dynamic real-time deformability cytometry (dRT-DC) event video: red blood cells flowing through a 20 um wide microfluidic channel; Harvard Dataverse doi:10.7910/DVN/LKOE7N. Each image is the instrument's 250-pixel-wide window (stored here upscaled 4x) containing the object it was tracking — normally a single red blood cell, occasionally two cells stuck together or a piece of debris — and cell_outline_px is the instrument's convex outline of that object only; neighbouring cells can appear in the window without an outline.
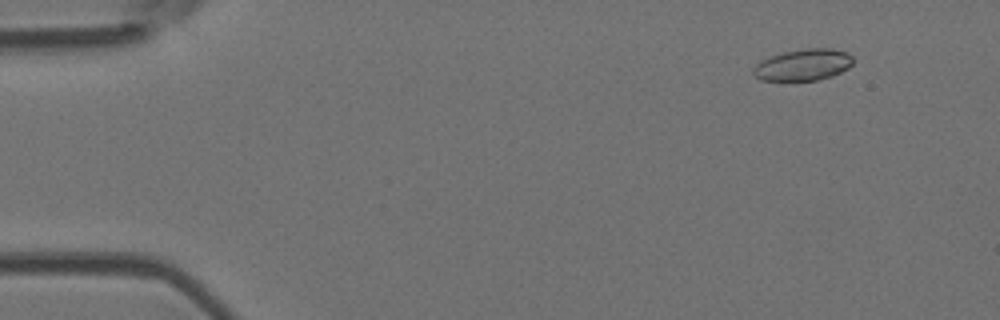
{"species": "Egyptian fruit bat (a non-hibernating species)", "species_latin": "Rousettus aegyptiacus", "temperature_condition": "room temperature", "stored_images_in_passage": 55, "camera_frame_rate_fps": 3000, "um_per_image_px": 0.085, "animal": {"sex": "female"}, "frame": {"image": 1, "passage_image": 6, "time_ms": 1.667, "image_size_px": [1000, 320], "cell_outline_px": [[852, 64], [848, 68], [832, 76], [816, 80], [760, 80], [752, 72], [752, 68], [756, 64], [772, 56], [784, 52], [808, 48], [832, 48], [848, 52], [852, 56]], "centroid_in_image_um": [68.3, 5.5], "position_along_channel_um": 16.7, "area_um2": 18.15}}
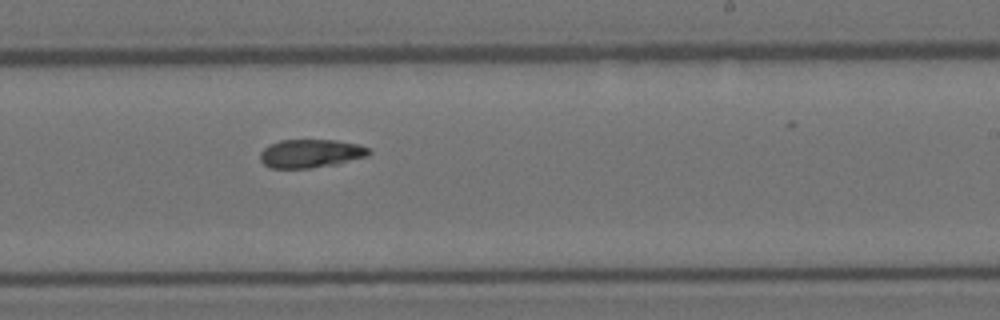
{"frame": {"image": 2, "passage_image": 34, "time_ms": 11.0, "image_size_px": [1000, 320], "cell_outline_px": [[372, 152], [368, 156], [336, 164], [308, 168], [272, 168], [264, 164], [260, 160], [260, 152], [268, 144], [280, 140], [336, 140], [360, 144], [368, 148]], "centroid_in_image_um": [26.41, 13.03], "position_along_channel_um": 262.6, "area_um2": 18.09}}
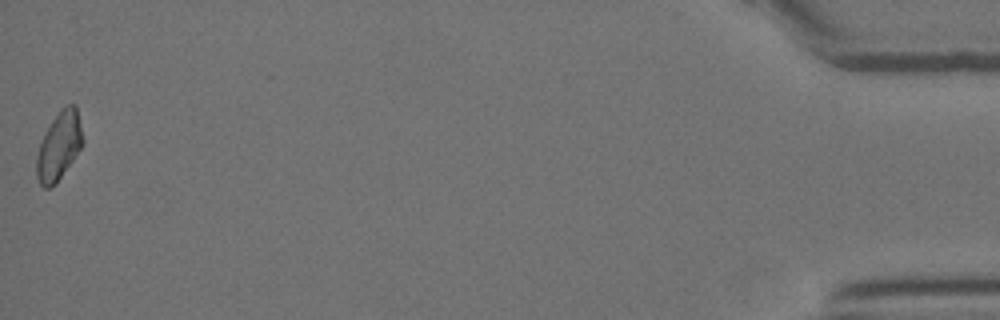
{"frame": {"image": 3, "passage_image": 55, "time_ms": 18.0, "image_size_px": [1000, 320], "cell_outline_px": [[84, 144], [56, 184], [48, 188], [44, 188], [40, 184], [36, 176], [36, 156], [40, 144], [52, 120], [60, 108], [68, 104], [76, 104], [84, 140]], "centroid_in_image_um": [5.03, 12.41], "position_along_channel_um": 430.2, "area_um2": 18.38}}